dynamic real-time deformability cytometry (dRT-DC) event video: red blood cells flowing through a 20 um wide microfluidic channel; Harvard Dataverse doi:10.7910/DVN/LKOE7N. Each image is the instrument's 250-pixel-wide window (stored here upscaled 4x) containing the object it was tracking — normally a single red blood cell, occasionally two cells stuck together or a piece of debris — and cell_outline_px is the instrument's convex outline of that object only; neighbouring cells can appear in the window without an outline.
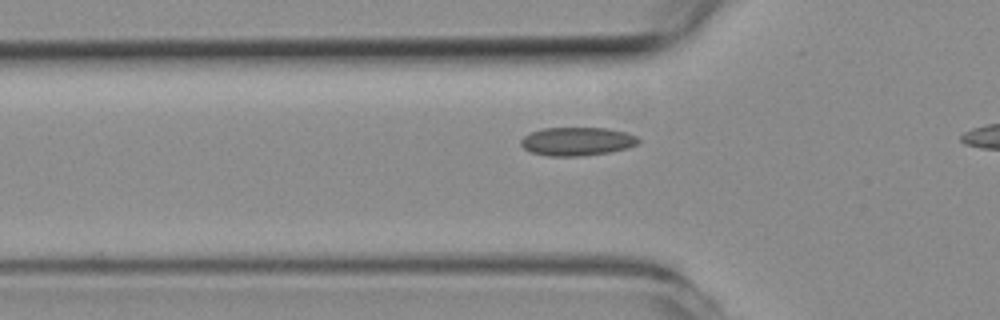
{"species": "common noctule bat (a hibernating species)", "species_latin": "Nyctalus noctula", "temperature_condition": "room temperature", "stored_images_in_passage": 5, "camera_frame_rate_fps": 3000, "um_per_image_px": 0.085, "animal": {"sex": "female", "body_mass_g": 19.3, "forearm_length_mm": 54.1}, "frame": {"image": 1, "passage_image": 3, "time_ms": 0.667, "image_size_px": [1000, 320], "cell_outline_px": [[640, 144], [628, 148], [608, 152], [580, 156], [548, 156], [532, 152], [524, 148], [520, 144], [520, 140], [524, 136], [532, 132], [544, 128], [608, 128], [628, 132], [636, 136], [640, 140]], "centroid_in_image_um": [49.09, 12.01], "position_along_channel_um": 76.7, "area_um2": 19.54}}